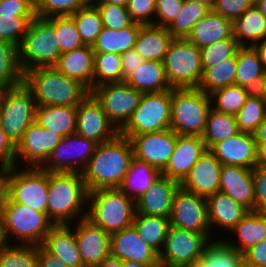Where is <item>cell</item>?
Returning a JSON list of instances; mask_svg holds the SVG:
<instances>
[{
    "label": "cell",
    "instance_id": "53",
    "mask_svg": "<svg viewBox=\"0 0 266 267\" xmlns=\"http://www.w3.org/2000/svg\"><path fill=\"white\" fill-rule=\"evenodd\" d=\"M99 11L103 27L122 30L133 24L126 7L109 3H92Z\"/></svg>",
    "mask_w": 266,
    "mask_h": 267
},
{
    "label": "cell",
    "instance_id": "46",
    "mask_svg": "<svg viewBox=\"0 0 266 267\" xmlns=\"http://www.w3.org/2000/svg\"><path fill=\"white\" fill-rule=\"evenodd\" d=\"M107 83H122L121 54L95 53L94 88Z\"/></svg>",
    "mask_w": 266,
    "mask_h": 267
},
{
    "label": "cell",
    "instance_id": "38",
    "mask_svg": "<svg viewBox=\"0 0 266 267\" xmlns=\"http://www.w3.org/2000/svg\"><path fill=\"white\" fill-rule=\"evenodd\" d=\"M133 226L144 242L158 254L162 251L170 227L169 218L135 213Z\"/></svg>",
    "mask_w": 266,
    "mask_h": 267
},
{
    "label": "cell",
    "instance_id": "16",
    "mask_svg": "<svg viewBox=\"0 0 266 267\" xmlns=\"http://www.w3.org/2000/svg\"><path fill=\"white\" fill-rule=\"evenodd\" d=\"M76 121L75 133L97 144L108 142L119 134L92 93L77 106Z\"/></svg>",
    "mask_w": 266,
    "mask_h": 267
},
{
    "label": "cell",
    "instance_id": "61",
    "mask_svg": "<svg viewBox=\"0 0 266 267\" xmlns=\"http://www.w3.org/2000/svg\"><path fill=\"white\" fill-rule=\"evenodd\" d=\"M16 146L6 137L0 127V166L15 167Z\"/></svg>",
    "mask_w": 266,
    "mask_h": 267
},
{
    "label": "cell",
    "instance_id": "29",
    "mask_svg": "<svg viewBox=\"0 0 266 267\" xmlns=\"http://www.w3.org/2000/svg\"><path fill=\"white\" fill-rule=\"evenodd\" d=\"M232 36V21L211 10L192 27L185 39L198 48H203Z\"/></svg>",
    "mask_w": 266,
    "mask_h": 267
},
{
    "label": "cell",
    "instance_id": "20",
    "mask_svg": "<svg viewBox=\"0 0 266 267\" xmlns=\"http://www.w3.org/2000/svg\"><path fill=\"white\" fill-rule=\"evenodd\" d=\"M221 167V162L214 154L210 150H206L179 183V186L207 199L220 192Z\"/></svg>",
    "mask_w": 266,
    "mask_h": 267
},
{
    "label": "cell",
    "instance_id": "67",
    "mask_svg": "<svg viewBox=\"0 0 266 267\" xmlns=\"http://www.w3.org/2000/svg\"><path fill=\"white\" fill-rule=\"evenodd\" d=\"M10 245L8 238L6 236V232L4 229L3 221L0 217V251L7 248Z\"/></svg>",
    "mask_w": 266,
    "mask_h": 267
},
{
    "label": "cell",
    "instance_id": "57",
    "mask_svg": "<svg viewBox=\"0 0 266 267\" xmlns=\"http://www.w3.org/2000/svg\"><path fill=\"white\" fill-rule=\"evenodd\" d=\"M255 211L266 212V164L258 162L253 168Z\"/></svg>",
    "mask_w": 266,
    "mask_h": 267
},
{
    "label": "cell",
    "instance_id": "68",
    "mask_svg": "<svg viewBox=\"0 0 266 267\" xmlns=\"http://www.w3.org/2000/svg\"><path fill=\"white\" fill-rule=\"evenodd\" d=\"M122 267H160V264H144L132 260L122 261Z\"/></svg>",
    "mask_w": 266,
    "mask_h": 267
},
{
    "label": "cell",
    "instance_id": "9",
    "mask_svg": "<svg viewBox=\"0 0 266 267\" xmlns=\"http://www.w3.org/2000/svg\"><path fill=\"white\" fill-rule=\"evenodd\" d=\"M167 81L174 88H197L203 76L200 50L185 38H174L163 59Z\"/></svg>",
    "mask_w": 266,
    "mask_h": 267
},
{
    "label": "cell",
    "instance_id": "58",
    "mask_svg": "<svg viewBox=\"0 0 266 267\" xmlns=\"http://www.w3.org/2000/svg\"><path fill=\"white\" fill-rule=\"evenodd\" d=\"M0 15H36L35 0H0Z\"/></svg>",
    "mask_w": 266,
    "mask_h": 267
},
{
    "label": "cell",
    "instance_id": "11",
    "mask_svg": "<svg viewBox=\"0 0 266 267\" xmlns=\"http://www.w3.org/2000/svg\"><path fill=\"white\" fill-rule=\"evenodd\" d=\"M212 233H198L170 225L162 251L160 267H184L198 264L212 241Z\"/></svg>",
    "mask_w": 266,
    "mask_h": 267
},
{
    "label": "cell",
    "instance_id": "13",
    "mask_svg": "<svg viewBox=\"0 0 266 267\" xmlns=\"http://www.w3.org/2000/svg\"><path fill=\"white\" fill-rule=\"evenodd\" d=\"M91 93L100 102L109 121L118 131L131 118L143 95L126 82L102 84L94 88Z\"/></svg>",
    "mask_w": 266,
    "mask_h": 267
},
{
    "label": "cell",
    "instance_id": "39",
    "mask_svg": "<svg viewBox=\"0 0 266 267\" xmlns=\"http://www.w3.org/2000/svg\"><path fill=\"white\" fill-rule=\"evenodd\" d=\"M198 264L201 267H244V260L242 253L228 245L224 238L217 237L205 249Z\"/></svg>",
    "mask_w": 266,
    "mask_h": 267
},
{
    "label": "cell",
    "instance_id": "50",
    "mask_svg": "<svg viewBox=\"0 0 266 267\" xmlns=\"http://www.w3.org/2000/svg\"><path fill=\"white\" fill-rule=\"evenodd\" d=\"M0 267H40L37 246L9 245L0 251Z\"/></svg>",
    "mask_w": 266,
    "mask_h": 267
},
{
    "label": "cell",
    "instance_id": "72",
    "mask_svg": "<svg viewBox=\"0 0 266 267\" xmlns=\"http://www.w3.org/2000/svg\"><path fill=\"white\" fill-rule=\"evenodd\" d=\"M189 1L204 4L212 10L215 5L216 0H189Z\"/></svg>",
    "mask_w": 266,
    "mask_h": 267
},
{
    "label": "cell",
    "instance_id": "43",
    "mask_svg": "<svg viewBox=\"0 0 266 267\" xmlns=\"http://www.w3.org/2000/svg\"><path fill=\"white\" fill-rule=\"evenodd\" d=\"M210 11L211 9L204 4L184 0L180 14L170 23L167 29L174 38L184 39L192 30V27Z\"/></svg>",
    "mask_w": 266,
    "mask_h": 267
},
{
    "label": "cell",
    "instance_id": "26",
    "mask_svg": "<svg viewBox=\"0 0 266 267\" xmlns=\"http://www.w3.org/2000/svg\"><path fill=\"white\" fill-rule=\"evenodd\" d=\"M95 53L91 45L60 54L56 65L59 72L84 84L90 92L94 89Z\"/></svg>",
    "mask_w": 266,
    "mask_h": 267
},
{
    "label": "cell",
    "instance_id": "47",
    "mask_svg": "<svg viewBox=\"0 0 266 267\" xmlns=\"http://www.w3.org/2000/svg\"><path fill=\"white\" fill-rule=\"evenodd\" d=\"M71 17L74 19L83 43L92 46L103 29V23L98 9L90 3L71 15Z\"/></svg>",
    "mask_w": 266,
    "mask_h": 267
},
{
    "label": "cell",
    "instance_id": "51",
    "mask_svg": "<svg viewBox=\"0 0 266 267\" xmlns=\"http://www.w3.org/2000/svg\"><path fill=\"white\" fill-rule=\"evenodd\" d=\"M91 0H35V13L39 18L71 16L86 7Z\"/></svg>",
    "mask_w": 266,
    "mask_h": 267
},
{
    "label": "cell",
    "instance_id": "33",
    "mask_svg": "<svg viewBox=\"0 0 266 267\" xmlns=\"http://www.w3.org/2000/svg\"><path fill=\"white\" fill-rule=\"evenodd\" d=\"M76 109L74 106H37L35 122L63 138L75 134Z\"/></svg>",
    "mask_w": 266,
    "mask_h": 267
},
{
    "label": "cell",
    "instance_id": "32",
    "mask_svg": "<svg viewBox=\"0 0 266 267\" xmlns=\"http://www.w3.org/2000/svg\"><path fill=\"white\" fill-rule=\"evenodd\" d=\"M173 40L167 27L145 25L138 33L134 49L147 61H163Z\"/></svg>",
    "mask_w": 266,
    "mask_h": 267
},
{
    "label": "cell",
    "instance_id": "6",
    "mask_svg": "<svg viewBox=\"0 0 266 267\" xmlns=\"http://www.w3.org/2000/svg\"><path fill=\"white\" fill-rule=\"evenodd\" d=\"M0 217L10 245H41L54 225L45 213L15 203L10 198L1 207ZM10 239L19 243H12Z\"/></svg>",
    "mask_w": 266,
    "mask_h": 267
},
{
    "label": "cell",
    "instance_id": "19",
    "mask_svg": "<svg viewBox=\"0 0 266 267\" xmlns=\"http://www.w3.org/2000/svg\"><path fill=\"white\" fill-rule=\"evenodd\" d=\"M75 223L76 241L84 267H97L111 255V234L87 218Z\"/></svg>",
    "mask_w": 266,
    "mask_h": 267
},
{
    "label": "cell",
    "instance_id": "49",
    "mask_svg": "<svg viewBox=\"0 0 266 267\" xmlns=\"http://www.w3.org/2000/svg\"><path fill=\"white\" fill-rule=\"evenodd\" d=\"M240 47L238 41L232 36L229 39L199 48L203 73L207 69L219 65L222 61L234 57Z\"/></svg>",
    "mask_w": 266,
    "mask_h": 267
},
{
    "label": "cell",
    "instance_id": "10",
    "mask_svg": "<svg viewBox=\"0 0 266 267\" xmlns=\"http://www.w3.org/2000/svg\"><path fill=\"white\" fill-rule=\"evenodd\" d=\"M172 89L159 93H143L138 107L119 134L132 136L170 129Z\"/></svg>",
    "mask_w": 266,
    "mask_h": 267
},
{
    "label": "cell",
    "instance_id": "1",
    "mask_svg": "<svg viewBox=\"0 0 266 267\" xmlns=\"http://www.w3.org/2000/svg\"><path fill=\"white\" fill-rule=\"evenodd\" d=\"M129 138L118 134L114 139L98 144L82 172L88 192L119 188L133 159Z\"/></svg>",
    "mask_w": 266,
    "mask_h": 267
},
{
    "label": "cell",
    "instance_id": "62",
    "mask_svg": "<svg viewBox=\"0 0 266 267\" xmlns=\"http://www.w3.org/2000/svg\"><path fill=\"white\" fill-rule=\"evenodd\" d=\"M37 255L40 267H69L60 258L46 251L41 245L37 246Z\"/></svg>",
    "mask_w": 266,
    "mask_h": 267
},
{
    "label": "cell",
    "instance_id": "48",
    "mask_svg": "<svg viewBox=\"0 0 266 267\" xmlns=\"http://www.w3.org/2000/svg\"><path fill=\"white\" fill-rule=\"evenodd\" d=\"M46 20L55 29L60 54L85 45L71 16H54Z\"/></svg>",
    "mask_w": 266,
    "mask_h": 267
},
{
    "label": "cell",
    "instance_id": "66",
    "mask_svg": "<svg viewBox=\"0 0 266 267\" xmlns=\"http://www.w3.org/2000/svg\"><path fill=\"white\" fill-rule=\"evenodd\" d=\"M97 267H122V261L113 255H109Z\"/></svg>",
    "mask_w": 266,
    "mask_h": 267
},
{
    "label": "cell",
    "instance_id": "71",
    "mask_svg": "<svg viewBox=\"0 0 266 267\" xmlns=\"http://www.w3.org/2000/svg\"><path fill=\"white\" fill-rule=\"evenodd\" d=\"M258 94L266 103V74L264 78L261 80V89Z\"/></svg>",
    "mask_w": 266,
    "mask_h": 267
},
{
    "label": "cell",
    "instance_id": "14",
    "mask_svg": "<svg viewBox=\"0 0 266 267\" xmlns=\"http://www.w3.org/2000/svg\"><path fill=\"white\" fill-rule=\"evenodd\" d=\"M97 145L93 140L76 133L63 137L40 167L48 172L82 173Z\"/></svg>",
    "mask_w": 266,
    "mask_h": 267
},
{
    "label": "cell",
    "instance_id": "3",
    "mask_svg": "<svg viewBox=\"0 0 266 267\" xmlns=\"http://www.w3.org/2000/svg\"><path fill=\"white\" fill-rule=\"evenodd\" d=\"M22 83L31 92L37 106L77 107L91 93L80 81L68 78L54 66L23 72Z\"/></svg>",
    "mask_w": 266,
    "mask_h": 267
},
{
    "label": "cell",
    "instance_id": "44",
    "mask_svg": "<svg viewBox=\"0 0 266 267\" xmlns=\"http://www.w3.org/2000/svg\"><path fill=\"white\" fill-rule=\"evenodd\" d=\"M250 93L236 84L219 88L210 93L212 108L216 111L235 116L244 106Z\"/></svg>",
    "mask_w": 266,
    "mask_h": 267
},
{
    "label": "cell",
    "instance_id": "63",
    "mask_svg": "<svg viewBox=\"0 0 266 267\" xmlns=\"http://www.w3.org/2000/svg\"><path fill=\"white\" fill-rule=\"evenodd\" d=\"M13 167L0 166V209L9 199V181Z\"/></svg>",
    "mask_w": 266,
    "mask_h": 267
},
{
    "label": "cell",
    "instance_id": "27",
    "mask_svg": "<svg viewBox=\"0 0 266 267\" xmlns=\"http://www.w3.org/2000/svg\"><path fill=\"white\" fill-rule=\"evenodd\" d=\"M41 246L69 267H84L72 224L53 225Z\"/></svg>",
    "mask_w": 266,
    "mask_h": 267
},
{
    "label": "cell",
    "instance_id": "69",
    "mask_svg": "<svg viewBox=\"0 0 266 267\" xmlns=\"http://www.w3.org/2000/svg\"><path fill=\"white\" fill-rule=\"evenodd\" d=\"M128 0H91V3H109L126 7Z\"/></svg>",
    "mask_w": 266,
    "mask_h": 267
},
{
    "label": "cell",
    "instance_id": "8",
    "mask_svg": "<svg viewBox=\"0 0 266 267\" xmlns=\"http://www.w3.org/2000/svg\"><path fill=\"white\" fill-rule=\"evenodd\" d=\"M36 107L31 92L23 83L0 91V127L15 146L35 121Z\"/></svg>",
    "mask_w": 266,
    "mask_h": 267
},
{
    "label": "cell",
    "instance_id": "40",
    "mask_svg": "<svg viewBox=\"0 0 266 267\" xmlns=\"http://www.w3.org/2000/svg\"><path fill=\"white\" fill-rule=\"evenodd\" d=\"M239 133L235 116L216 111L211 107L204 133L202 135L207 150H210L216 143Z\"/></svg>",
    "mask_w": 266,
    "mask_h": 267
},
{
    "label": "cell",
    "instance_id": "37",
    "mask_svg": "<svg viewBox=\"0 0 266 267\" xmlns=\"http://www.w3.org/2000/svg\"><path fill=\"white\" fill-rule=\"evenodd\" d=\"M143 25L133 23L122 30H112L103 27L92 45L94 53L123 54L135 47L138 33Z\"/></svg>",
    "mask_w": 266,
    "mask_h": 267
},
{
    "label": "cell",
    "instance_id": "55",
    "mask_svg": "<svg viewBox=\"0 0 266 267\" xmlns=\"http://www.w3.org/2000/svg\"><path fill=\"white\" fill-rule=\"evenodd\" d=\"M184 0H156L154 25L168 27L178 17Z\"/></svg>",
    "mask_w": 266,
    "mask_h": 267
},
{
    "label": "cell",
    "instance_id": "30",
    "mask_svg": "<svg viewBox=\"0 0 266 267\" xmlns=\"http://www.w3.org/2000/svg\"><path fill=\"white\" fill-rule=\"evenodd\" d=\"M237 72L235 84L243 86L250 94L259 93L261 80L266 72L254 47L241 46L236 54Z\"/></svg>",
    "mask_w": 266,
    "mask_h": 267
},
{
    "label": "cell",
    "instance_id": "22",
    "mask_svg": "<svg viewBox=\"0 0 266 267\" xmlns=\"http://www.w3.org/2000/svg\"><path fill=\"white\" fill-rule=\"evenodd\" d=\"M206 150L202 136L178 135L173 154L161 175L180 183Z\"/></svg>",
    "mask_w": 266,
    "mask_h": 267
},
{
    "label": "cell",
    "instance_id": "28",
    "mask_svg": "<svg viewBox=\"0 0 266 267\" xmlns=\"http://www.w3.org/2000/svg\"><path fill=\"white\" fill-rule=\"evenodd\" d=\"M206 200L211 230L217 227L230 232L249 212L235 199L222 192H217Z\"/></svg>",
    "mask_w": 266,
    "mask_h": 267
},
{
    "label": "cell",
    "instance_id": "31",
    "mask_svg": "<svg viewBox=\"0 0 266 267\" xmlns=\"http://www.w3.org/2000/svg\"><path fill=\"white\" fill-rule=\"evenodd\" d=\"M238 242L229 238L224 240L228 245L234 247L240 253L255 246L266 238V212L249 211L231 230ZM232 241V242H231Z\"/></svg>",
    "mask_w": 266,
    "mask_h": 267
},
{
    "label": "cell",
    "instance_id": "24",
    "mask_svg": "<svg viewBox=\"0 0 266 267\" xmlns=\"http://www.w3.org/2000/svg\"><path fill=\"white\" fill-rule=\"evenodd\" d=\"M111 255L121 261L159 264V254L142 240L133 225L111 234Z\"/></svg>",
    "mask_w": 266,
    "mask_h": 267
},
{
    "label": "cell",
    "instance_id": "59",
    "mask_svg": "<svg viewBox=\"0 0 266 267\" xmlns=\"http://www.w3.org/2000/svg\"><path fill=\"white\" fill-rule=\"evenodd\" d=\"M244 267H266V238L243 253Z\"/></svg>",
    "mask_w": 266,
    "mask_h": 267
},
{
    "label": "cell",
    "instance_id": "65",
    "mask_svg": "<svg viewBox=\"0 0 266 267\" xmlns=\"http://www.w3.org/2000/svg\"><path fill=\"white\" fill-rule=\"evenodd\" d=\"M253 47L257 51L264 71L266 72V38L255 44Z\"/></svg>",
    "mask_w": 266,
    "mask_h": 267
},
{
    "label": "cell",
    "instance_id": "4",
    "mask_svg": "<svg viewBox=\"0 0 266 267\" xmlns=\"http://www.w3.org/2000/svg\"><path fill=\"white\" fill-rule=\"evenodd\" d=\"M87 219L109 234L133 225L135 201L119 188L98 189L88 192Z\"/></svg>",
    "mask_w": 266,
    "mask_h": 267
},
{
    "label": "cell",
    "instance_id": "35",
    "mask_svg": "<svg viewBox=\"0 0 266 267\" xmlns=\"http://www.w3.org/2000/svg\"><path fill=\"white\" fill-rule=\"evenodd\" d=\"M125 82L142 93L171 90L162 61H147L139 65Z\"/></svg>",
    "mask_w": 266,
    "mask_h": 267
},
{
    "label": "cell",
    "instance_id": "52",
    "mask_svg": "<svg viewBox=\"0 0 266 267\" xmlns=\"http://www.w3.org/2000/svg\"><path fill=\"white\" fill-rule=\"evenodd\" d=\"M36 15H0V40L17 48Z\"/></svg>",
    "mask_w": 266,
    "mask_h": 267
},
{
    "label": "cell",
    "instance_id": "23",
    "mask_svg": "<svg viewBox=\"0 0 266 267\" xmlns=\"http://www.w3.org/2000/svg\"><path fill=\"white\" fill-rule=\"evenodd\" d=\"M179 182L160 175L135 201L136 213L170 218L172 200Z\"/></svg>",
    "mask_w": 266,
    "mask_h": 267
},
{
    "label": "cell",
    "instance_id": "34",
    "mask_svg": "<svg viewBox=\"0 0 266 267\" xmlns=\"http://www.w3.org/2000/svg\"><path fill=\"white\" fill-rule=\"evenodd\" d=\"M233 37L240 46L253 47L266 38V17L255 5L232 22ZM249 41V43H248Z\"/></svg>",
    "mask_w": 266,
    "mask_h": 267
},
{
    "label": "cell",
    "instance_id": "64",
    "mask_svg": "<svg viewBox=\"0 0 266 267\" xmlns=\"http://www.w3.org/2000/svg\"><path fill=\"white\" fill-rule=\"evenodd\" d=\"M259 151L266 145V117L253 133Z\"/></svg>",
    "mask_w": 266,
    "mask_h": 267
},
{
    "label": "cell",
    "instance_id": "54",
    "mask_svg": "<svg viewBox=\"0 0 266 267\" xmlns=\"http://www.w3.org/2000/svg\"><path fill=\"white\" fill-rule=\"evenodd\" d=\"M126 9L134 23L154 25L156 0H128Z\"/></svg>",
    "mask_w": 266,
    "mask_h": 267
},
{
    "label": "cell",
    "instance_id": "7",
    "mask_svg": "<svg viewBox=\"0 0 266 267\" xmlns=\"http://www.w3.org/2000/svg\"><path fill=\"white\" fill-rule=\"evenodd\" d=\"M18 50V64L23 72L55 66L60 56L54 27L44 18L35 17Z\"/></svg>",
    "mask_w": 266,
    "mask_h": 267
},
{
    "label": "cell",
    "instance_id": "74",
    "mask_svg": "<svg viewBox=\"0 0 266 267\" xmlns=\"http://www.w3.org/2000/svg\"><path fill=\"white\" fill-rule=\"evenodd\" d=\"M184 267H201L199 264H194V265H189V266H184Z\"/></svg>",
    "mask_w": 266,
    "mask_h": 267
},
{
    "label": "cell",
    "instance_id": "18",
    "mask_svg": "<svg viewBox=\"0 0 266 267\" xmlns=\"http://www.w3.org/2000/svg\"><path fill=\"white\" fill-rule=\"evenodd\" d=\"M61 139V136L44 129L34 121L24 132L22 140L16 145V166L19 167V162L23 160L26 166L40 167ZM19 159L21 161H18Z\"/></svg>",
    "mask_w": 266,
    "mask_h": 267
},
{
    "label": "cell",
    "instance_id": "45",
    "mask_svg": "<svg viewBox=\"0 0 266 267\" xmlns=\"http://www.w3.org/2000/svg\"><path fill=\"white\" fill-rule=\"evenodd\" d=\"M266 117V103L258 93L250 94L235 115L239 132L253 134Z\"/></svg>",
    "mask_w": 266,
    "mask_h": 267
},
{
    "label": "cell",
    "instance_id": "73",
    "mask_svg": "<svg viewBox=\"0 0 266 267\" xmlns=\"http://www.w3.org/2000/svg\"><path fill=\"white\" fill-rule=\"evenodd\" d=\"M259 161L266 164V145L259 151Z\"/></svg>",
    "mask_w": 266,
    "mask_h": 267
},
{
    "label": "cell",
    "instance_id": "42",
    "mask_svg": "<svg viewBox=\"0 0 266 267\" xmlns=\"http://www.w3.org/2000/svg\"><path fill=\"white\" fill-rule=\"evenodd\" d=\"M237 72L236 55L222 61L214 68L207 69L202 76L198 86L200 90L206 94L212 93L222 87L235 84V76Z\"/></svg>",
    "mask_w": 266,
    "mask_h": 267
},
{
    "label": "cell",
    "instance_id": "70",
    "mask_svg": "<svg viewBox=\"0 0 266 267\" xmlns=\"http://www.w3.org/2000/svg\"><path fill=\"white\" fill-rule=\"evenodd\" d=\"M254 5L266 17V0H255Z\"/></svg>",
    "mask_w": 266,
    "mask_h": 267
},
{
    "label": "cell",
    "instance_id": "56",
    "mask_svg": "<svg viewBox=\"0 0 266 267\" xmlns=\"http://www.w3.org/2000/svg\"><path fill=\"white\" fill-rule=\"evenodd\" d=\"M255 0H216L212 11L232 22L254 5Z\"/></svg>",
    "mask_w": 266,
    "mask_h": 267
},
{
    "label": "cell",
    "instance_id": "17",
    "mask_svg": "<svg viewBox=\"0 0 266 267\" xmlns=\"http://www.w3.org/2000/svg\"><path fill=\"white\" fill-rule=\"evenodd\" d=\"M178 134L171 128L160 131L132 136L135 158L146 162L162 171L173 154Z\"/></svg>",
    "mask_w": 266,
    "mask_h": 267
},
{
    "label": "cell",
    "instance_id": "60",
    "mask_svg": "<svg viewBox=\"0 0 266 267\" xmlns=\"http://www.w3.org/2000/svg\"><path fill=\"white\" fill-rule=\"evenodd\" d=\"M121 58H122V82H125V80L135 72V69L139 65L147 62V60L144 59L142 56H140L134 48L127 50L126 52L121 54Z\"/></svg>",
    "mask_w": 266,
    "mask_h": 267
},
{
    "label": "cell",
    "instance_id": "5",
    "mask_svg": "<svg viewBox=\"0 0 266 267\" xmlns=\"http://www.w3.org/2000/svg\"><path fill=\"white\" fill-rule=\"evenodd\" d=\"M210 94L197 88H174L170 128L178 135L202 136L211 109Z\"/></svg>",
    "mask_w": 266,
    "mask_h": 267
},
{
    "label": "cell",
    "instance_id": "15",
    "mask_svg": "<svg viewBox=\"0 0 266 267\" xmlns=\"http://www.w3.org/2000/svg\"><path fill=\"white\" fill-rule=\"evenodd\" d=\"M170 225L198 233L210 231L207 200L204 197L182 189L175 191L172 200Z\"/></svg>",
    "mask_w": 266,
    "mask_h": 267
},
{
    "label": "cell",
    "instance_id": "41",
    "mask_svg": "<svg viewBox=\"0 0 266 267\" xmlns=\"http://www.w3.org/2000/svg\"><path fill=\"white\" fill-rule=\"evenodd\" d=\"M22 79L17 47L10 42L0 40V91L20 86Z\"/></svg>",
    "mask_w": 266,
    "mask_h": 267
},
{
    "label": "cell",
    "instance_id": "2",
    "mask_svg": "<svg viewBox=\"0 0 266 267\" xmlns=\"http://www.w3.org/2000/svg\"><path fill=\"white\" fill-rule=\"evenodd\" d=\"M87 204L88 190L82 173L48 172L47 217L54 225L86 218Z\"/></svg>",
    "mask_w": 266,
    "mask_h": 267
},
{
    "label": "cell",
    "instance_id": "36",
    "mask_svg": "<svg viewBox=\"0 0 266 267\" xmlns=\"http://www.w3.org/2000/svg\"><path fill=\"white\" fill-rule=\"evenodd\" d=\"M160 175L159 169L133 157L119 189L136 201Z\"/></svg>",
    "mask_w": 266,
    "mask_h": 267
},
{
    "label": "cell",
    "instance_id": "21",
    "mask_svg": "<svg viewBox=\"0 0 266 267\" xmlns=\"http://www.w3.org/2000/svg\"><path fill=\"white\" fill-rule=\"evenodd\" d=\"M210 151L222 165L253 169L259 162V149L251 133L239 132L216 143Z\"/></svg>",
    "mask_w": 266,
    "mask_h": 267
},
{
    "label": "cell",
    "instance_id": "12",
    "mask_svg": "<svg viewBox=\"0 0 266 267\" xmlns=\"http://www.w3.org/2000/svg\"><path fill=\"white\" fill-rule=\"evenodd\" d=\"M25 167V168H24ZM13 167L9 181V198L47 215L48 171L41 167Z\"/></svg>",
    "mask_w": 266,
    "mask_h": 267
},
{
    "label": "cell",
    "instance_id": "25",
    "mask_svg": "<svg viewBox=\"0 0 266 267\" xmlns=\"http://www.w3.org/2000/svg\"><path fill=\"white\" fill-rule=\"evenodd\" d=\"M220 192L235 199L248 211H255L253 169L222 165Z\"/></svg>",
    "mask_w": 266,
    "mask_h": 267
}]
</instances>
